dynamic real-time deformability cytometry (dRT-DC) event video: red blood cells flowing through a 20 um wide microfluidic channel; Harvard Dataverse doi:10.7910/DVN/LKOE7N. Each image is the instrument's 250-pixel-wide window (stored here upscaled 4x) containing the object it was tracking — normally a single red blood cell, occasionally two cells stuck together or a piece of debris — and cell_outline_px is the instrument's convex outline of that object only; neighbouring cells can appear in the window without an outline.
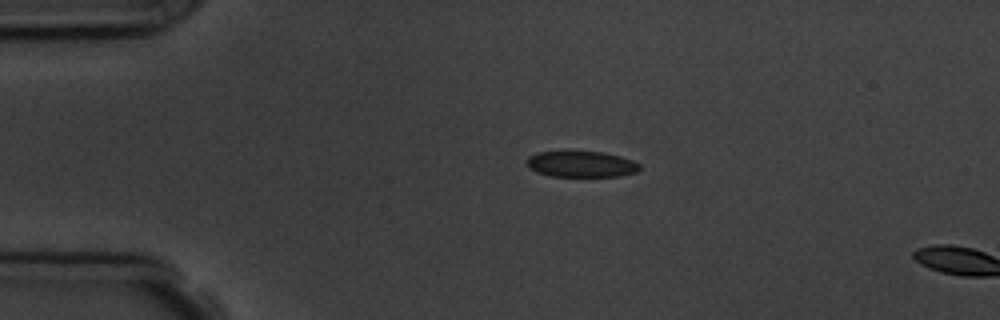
{"species": "common noctule bat (a hibernating species)", "species_latin": "Nyctalus noctula", "temperature_condition": "room temperature", "stored_images_in_passage": 4, "camera_frame_rate_fps": 3000, "um_per_image_px": 0.085, "animal": {"sex": "male", "body_mass_g": 19.5, "forearm_length_mm": 54.6}, "frame": {"image": 1, "passage_image": 2, "time_ms": 2.0, "image_size_px": [1000, 320], "cell_outline_px": [[640, 168], [636, 172], [620, 176], [548, 176], [536, 172], [528, 168], [528, 156], [540, 152], [568, 148], [604, 152], [620, 156], [632, 160], [640, 164]], "centroid_in_image_um": [49.37, 13.9], "position_along_channel_um": 35.6, "area_um2": 17.92}}